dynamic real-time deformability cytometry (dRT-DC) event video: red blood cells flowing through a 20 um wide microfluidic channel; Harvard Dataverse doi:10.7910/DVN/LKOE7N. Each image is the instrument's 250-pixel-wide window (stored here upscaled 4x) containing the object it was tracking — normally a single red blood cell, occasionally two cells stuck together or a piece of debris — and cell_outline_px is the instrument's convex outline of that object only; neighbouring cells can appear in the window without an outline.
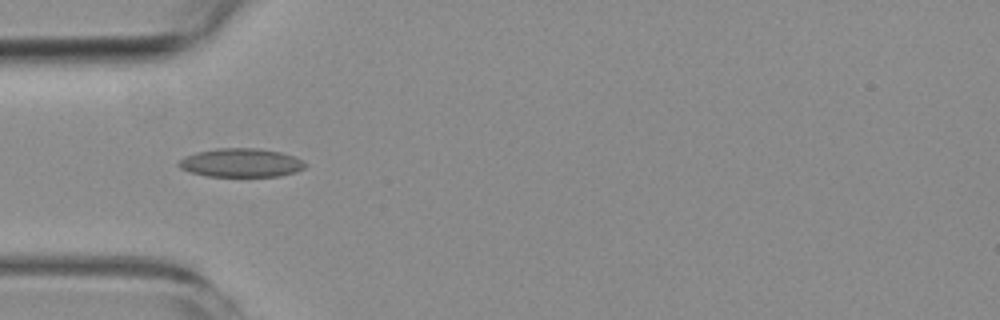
{"species": "common noctule bat (a hibernating species)", "species_latin": "Nyctalus noctula", "temperature_condition": "room temperature", "stored_images_in_passage": 5, "camera_frame_rate_fps": 3000, "um_per_image_px": 0.085, "animal": {"sex": "female", "body_mass_g": 19.3, "forearm_length_mm": 54.1}, "frame": {"image": 1, "passage_image": 5, "time_ms": 4.667, "image_size_px": [1000, 320], "cell_outline_px": [[308, 164], [304, 168], [296, 172], [280, 176], [208, 176], [192, 172], [180, 168], [176, 164], [184, 156], [196, 152], [216, 148], [256, 148], [280, 152], [304, 160]], "centroid_in_image_um": [20.5, 13.83], "position_along_channel_um": 64.5, "area_um2": 21.15}}